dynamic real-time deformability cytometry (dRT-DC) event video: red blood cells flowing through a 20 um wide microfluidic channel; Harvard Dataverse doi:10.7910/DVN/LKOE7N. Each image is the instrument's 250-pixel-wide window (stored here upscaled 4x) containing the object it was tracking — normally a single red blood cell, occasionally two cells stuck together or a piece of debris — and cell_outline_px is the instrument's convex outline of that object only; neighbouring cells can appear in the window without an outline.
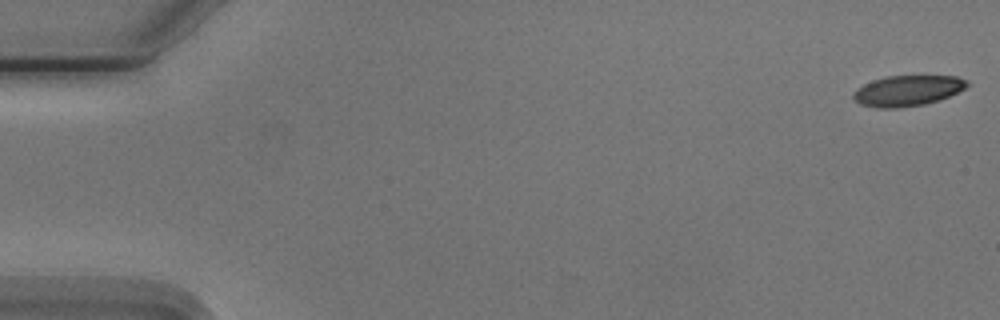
{"species": "Egyptian fruit bat (a non-hibernating species)", "species_latin": "Rousettus aegyptiacus", "temperature_condition": "cold", "stored_images_in_passage": 5, "camera_frame_rate_fps": 3000, "um_per_image_px": 0.085, "animal": {"sex": "male"}, "frame": {"image": 1, "passage_image": 1, "time_ms": 0.0, "image_size_px": [1000, 320], "cell_outline_px": [[968, 84], [964, 88], [948, 96], [924, 104], [900, 108], [876, 108], [860, 104], [852, 96], [864, 84], [872, 80], [884, 76], [956, 76], [964, 80]], "centroid_in_image_um": [77.1, 7.71], "position_along_channel_um": 7.9, "area_um2": 19.88}}